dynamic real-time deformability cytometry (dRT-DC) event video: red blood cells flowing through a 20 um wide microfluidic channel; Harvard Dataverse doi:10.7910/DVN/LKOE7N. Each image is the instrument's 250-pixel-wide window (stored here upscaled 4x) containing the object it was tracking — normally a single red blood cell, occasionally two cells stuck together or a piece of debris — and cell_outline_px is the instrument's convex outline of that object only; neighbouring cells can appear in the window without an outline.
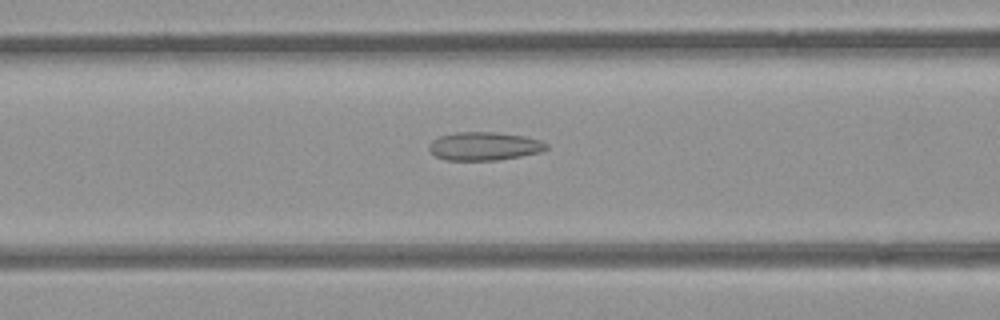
{"species": "common noctule bat (a hibernating species)", "species_latin": "Nyctalus noctula", "temperature_condition": "room temperature", "stored_images_in_passage": 36, "camera_frame_rate_fps": 3000, "um_per_image_px": 0.085, "animal": {"sex": "female", "body_mass_g": 21.9}, "frame": {"image": 1, "passage_image": 5, "time_ms": 1.333, "image_size_px": [1000, 320], "cell_outline_px": [[548, 148], [540, 152], [520, 156], [496, 160], [448, 160], [436, 156], [428, 148], [428, 144], [432, 140], [440, 136], [456, 132], [496, 132], [524, 136], [540, 140], [548, 144]], "centroid_in_image_um": [41.16, 12.42], "position_along_channel_um": 125.4, "area_um2": 19.31}}
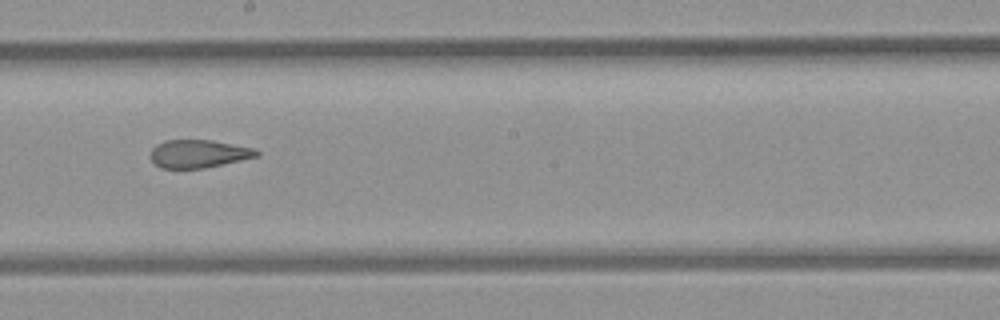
{"frame": {"image": 2, "passage_image": 13, "time_ms": 4.0, "image_size_px": [1000, 320], "cell_outline_px": [[260, 152], [256, 156], [240, 160], [204, 168], [160, 168], [148, 156], [152, 148], [156, 144], [164, 140], [212, 140], [256, 148]], "centroid_in_image_um": [16.84, 13.06], "position_along_channel_um": 231.4, "area_um2": 17.34}}
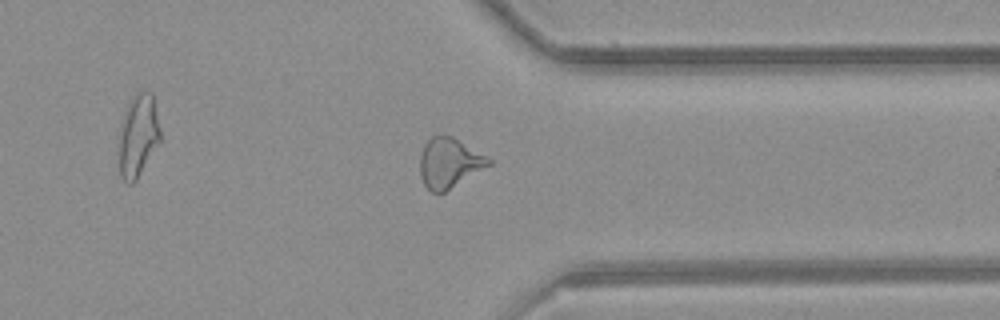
{"frame": {"image": 3, "passage_image": 24, "time_ms": 7.667, "image_size_px": [1000, 320], "cell_outline_px": [[492, 164], [444, 192], [432, 192], [424, 184], [420, 176], [420, 156], [424, 144], [432, 136], [452, 136], [492, 160]], "centroid_in_image_um": [38.17, 13.85], "position_along_channel_um": 373.2, "area_um2": 19.59}}